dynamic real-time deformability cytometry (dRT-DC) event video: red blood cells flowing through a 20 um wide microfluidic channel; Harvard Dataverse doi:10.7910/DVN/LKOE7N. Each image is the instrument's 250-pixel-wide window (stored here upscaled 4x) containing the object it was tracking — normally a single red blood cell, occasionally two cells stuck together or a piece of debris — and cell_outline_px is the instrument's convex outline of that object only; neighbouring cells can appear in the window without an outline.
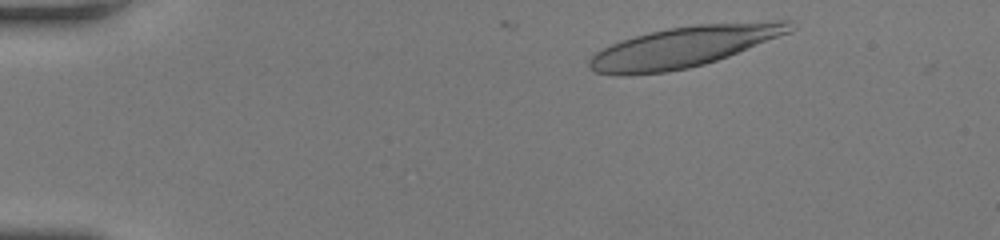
{"species": "human", "species_latin": "Homo sapiens", "temperature_condition": "room temperature", "stored_images_in_passage": 43, "camera_frame_rate_fps": 3000, "um_per_image_px": 0.085, "donor": {"sex": "female"}, "frame": {"image": 1, "passage_image": 2, "time_ms": 0.333, "image_size_px": [1000, 240], "cell_outline_px": [[796, 28], [792, 32], [728, 56], [704, 64], [688, 68], [668, 72], [628, 76], [596, 72], [588, 64], [588, 60], [600, 48], [620, 40], [648, 32], [668, 28], [696, 24], [776, 20], [792, 20]], "centroid_in_image_um": [58.16, 3.96], "position_along_channel_um": 26.8, "area_um2": 48.15}}
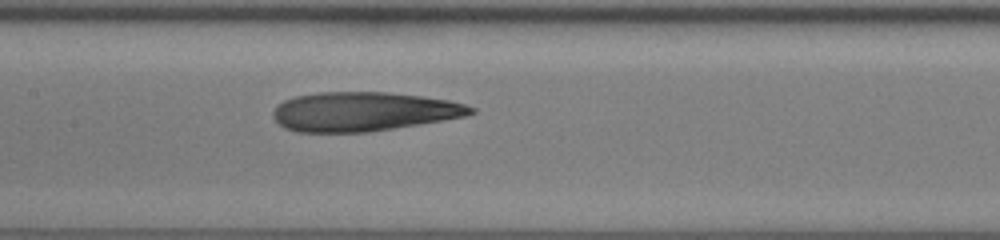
{"frame": {"image": 2, "passage_image": 19, "time_ms": 6.0, "image_size_px": [1000, 240], "cell_outline_px": [[476, 112], [464, 116], [444, 120], [368, 132], [296, 132], [284, 128], [272, 116], [272, 112], [276, 104], [284, 100], [296, 96], [320, 92], [388, 92], [420, 96], [448, 100], [464, 104], [476, 108]], "centroid_in_image_um": [30.86, 9.48], "position_along_channel_um": 176.5, "area_um2": 45.08}}
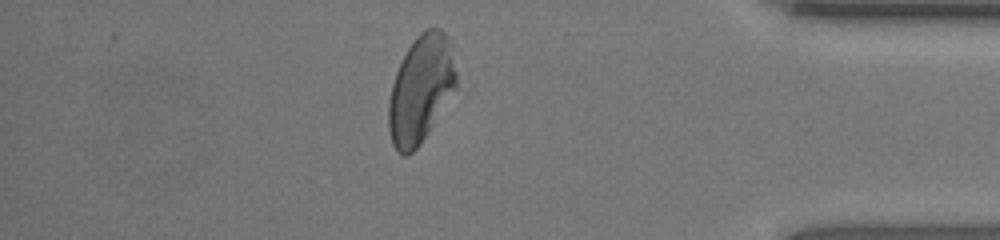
{"frame": {"image": 3, "passage_image": 37, "time_ms": 12.0, "image_size_px": [1000, 240], "cell_outline_px": [[456, 88], [428, 132], [420, 144], [408, 156], [404, 156], [392, 144], [388, 128], [388, 100], [392, 84], [396, 72], [408, 48], [416, 36], [420, 32], [428, 28], [440, 28], [452, 40], [456, 72]], "centroid_in_image_um": [35.78, 7.55], "position_along_channel_um": 399.4, "area_um2": 42.43}, "authors_computed_cell_mechanics": {"area_um2": 45.662, "velocity_mm_per_s": 4.1497, "shape_relaxation_time_tau1_ms": 9.5519, "shape_relaxation_time_tau2_ms": 2.8569, "deformation_change_tau1": 0.2886, "deformation_change_tau2": 0.1194}}